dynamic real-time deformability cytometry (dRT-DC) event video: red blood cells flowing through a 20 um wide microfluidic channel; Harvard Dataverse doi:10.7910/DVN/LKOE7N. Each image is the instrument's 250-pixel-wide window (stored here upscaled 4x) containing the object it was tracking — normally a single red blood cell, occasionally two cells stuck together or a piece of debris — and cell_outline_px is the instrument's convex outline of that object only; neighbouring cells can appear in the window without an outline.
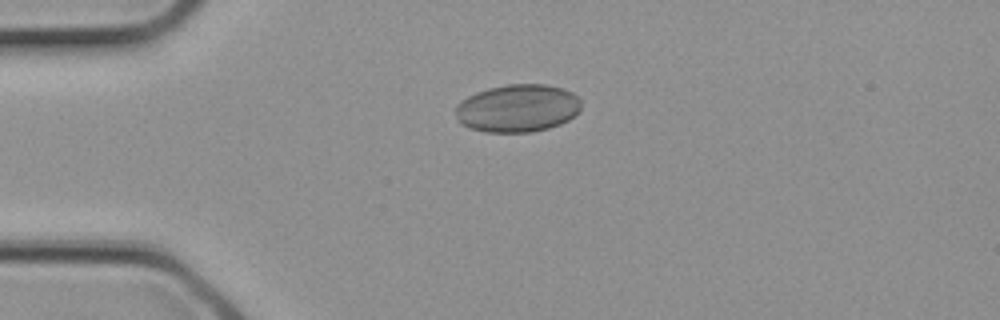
{"species": "common noctule bat (a hibernating species)", "species_latin": "Nyctalus noctula", "temperature_condition": "cold", "stored_images_in_passage": 2, "camera_frame_rate_fps": 3000, "um_per_image_px": 0.085, "animal": {"sex": "female", "body_mass_g": 21.9}, "frame": {"image": 1, "passage_image": 2, "time_ms": 0.333, "image_size_px": [1000, 320], "cell_outline_px": [[580, 112], [568, 120], [560, 124], [548, 128], [532, 132], [484, 132], [468, 128], [460, 124], [456, 120], [456, 104], [460, 100], [476, 92], [488, 88], [508, 84], [544, 84], [564, 88], [580, 96]], "centroid_in_image_um": [43.99, 9.2], "position_along_channel_um": 41.0, "area_um2": 35.49}}